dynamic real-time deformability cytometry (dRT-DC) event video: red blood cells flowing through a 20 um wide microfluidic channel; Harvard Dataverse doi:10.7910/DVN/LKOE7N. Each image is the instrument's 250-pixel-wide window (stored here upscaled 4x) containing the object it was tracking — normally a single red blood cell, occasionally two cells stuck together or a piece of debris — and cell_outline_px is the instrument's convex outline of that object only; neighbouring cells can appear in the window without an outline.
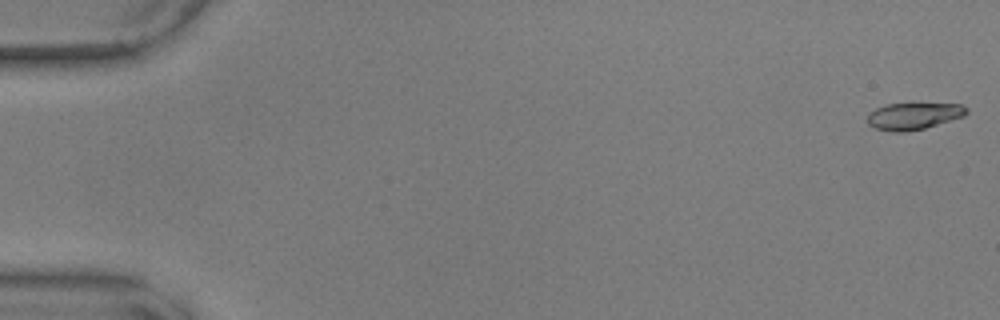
{"species": "common noctule bat (a hibernating species)", "species_latin": "Nyctalus noctula", "temperature_condition": "warm", "stored_images_in_passage": 57, "camera_frame_rate_fps": 3000, "um_per_image_px": 0.085, "animal": {"sex": "male", "body_mass_g": 17.9, "forearm_length_mm": 54.2}, "frame": {"image": 1, "passage_image": 1, "time_ms": 0.0, "image_size_px": [1000, 320], "cell_outline_px": [[968, 112], [964, 116], [924, 128], [904, 132], [892, 132], [876, 128], [868, 124], [868, 112], [876, 108], [888, 104], [912, 100], [960, 104], [968, 108]], "centroid_in_image_um": [77.68, 9.79], "position_along_channel_um": 7.3, "area_um2": 16.36}}
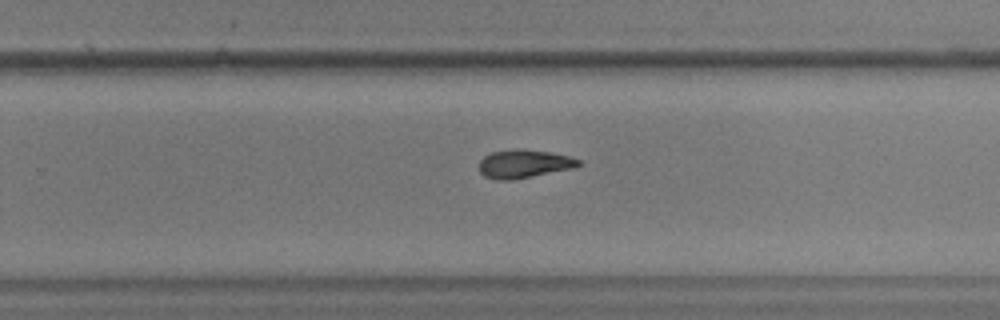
{"frame": {"image": 2, "passage_image": 37, "time_ms": 12.0, "image_size_px": [1000, 320], "cell_outline_px": [[584, 164], [572, 168], [512, 180], [496, 180], [484, 176], [480, 172], [480, 160], [484, 156], [492, 152], [512, 148], [520, 148], [552, 152], [568, 156], [580, 160]], "centroid_in_image_um": [44.53, 13.91], "position_along_channel_um": 285.3, "area_um2": 16.53}}
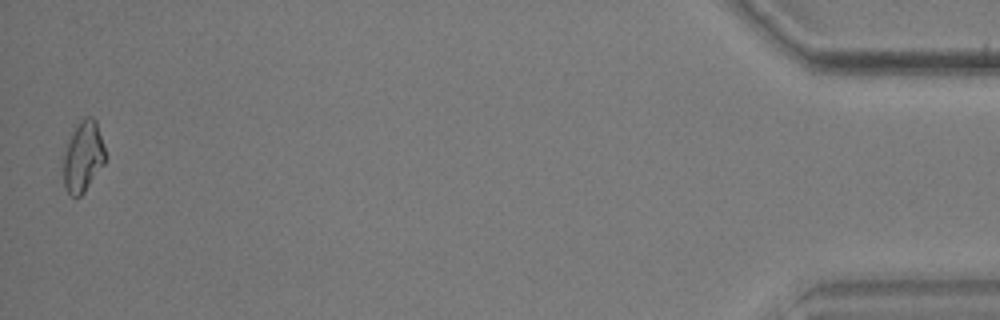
{"frame": {"image": 3, "passage_image": 56, "time_ms": 18.333, "image_size_px": [1000, 320], "cell_outline_px": [[108, 156], [104, 164], [84, 192], [80, 196], [72, 196], [68, 192], [64, 184], [64, 156], [72, 132], [80, 120], [84, 116], [92, 116], [96, 120]], "centroid_in_image_um": [7.11, 13.28], "position_along_channel_um": 428.1, "area_um2": 17.22}, "authors_computed_cell_mechanics": {"area_um2": 16.6464, "velocity_mm_per_s": 3.602, "shape_relaxation_time_tau1_ms": 4.652, "shape_relaxation_time_tau2_ms": 3.3497, "deformation_change_tau1": 0.1388, "deformation_change_tau2": 0.0946}}